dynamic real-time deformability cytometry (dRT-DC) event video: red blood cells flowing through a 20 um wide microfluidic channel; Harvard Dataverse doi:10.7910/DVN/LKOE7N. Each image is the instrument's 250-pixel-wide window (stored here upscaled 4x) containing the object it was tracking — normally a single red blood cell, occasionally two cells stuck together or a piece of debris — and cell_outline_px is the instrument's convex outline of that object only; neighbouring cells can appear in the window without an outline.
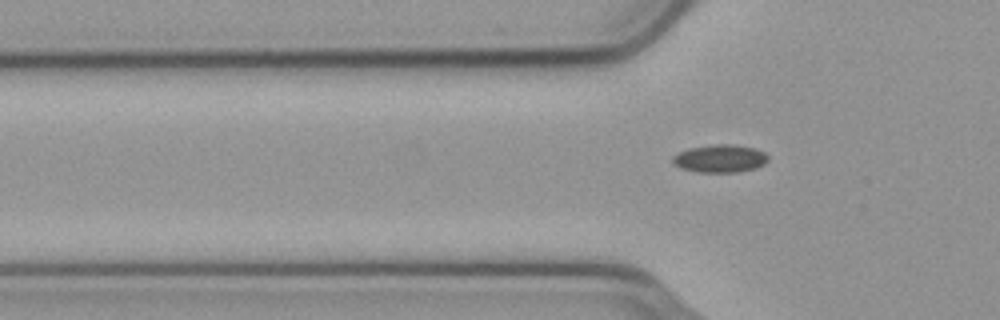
{"species": "common noctule bat (a hibernating species)", "species_latin": "Nyctalus noctula", "temperature_condition": "cold", "stored_images_in_passage": 4, "camera_frame_rate_fps": 3000, "um_per_image_px": 0.085, "animal": {"sex": "male", "body_mass_g": 23.1, "forearm_length_mm": 52.7}, "frame": {"image": 1, "passage_image": 4, "time_ms": 1.0, "image_size_px": [1000, 320], "cell_outline_px": [[768, 160], [764, 164], [756, 168], [736, 172], [696, 172], [680, 168], [672, 164], [672, 156], [688, 148], [716, 144], [732, 144], [756, 148], [764, 152], [768, 156]], "centroid_in_image_um": [61.19, 13.47], "position_along_channel_um": 64.6, "area_um2": 15.61}}